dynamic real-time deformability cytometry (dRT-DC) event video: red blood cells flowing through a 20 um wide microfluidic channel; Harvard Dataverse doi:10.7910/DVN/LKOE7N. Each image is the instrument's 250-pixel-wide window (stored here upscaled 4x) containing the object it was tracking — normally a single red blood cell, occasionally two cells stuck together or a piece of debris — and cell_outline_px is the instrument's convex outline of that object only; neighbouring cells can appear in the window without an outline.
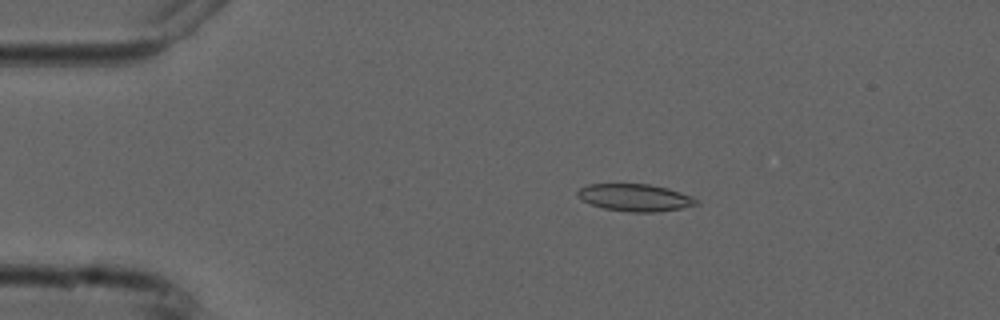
{"species": "common noctule bat (a hibernating species)", "species_latin": "Nyctalus noctula", "temperature_condition": "cold", "stored_images_in_passage": 7, "camera_frame_rate_fps": 3000, "um_per_image_px": 0.085, "animal": {"sex": "male", "forearm_length_mm": 52.5}, "frame": {"image": 1, "passage_image": 3, "time_ms": 3.0, "image_size_px": [1000, 320], "cell_outline_px": [[700, 204], [680, 208], [656, 212], [628, 212], [604, 208], [592, 204], [576, 196], [576, 192], [580, 188], [588, 184], [648, 184], [668, 188], [692, 196]], "centroid_in_image_um": [53.97, 16.79], "position_along_channel_um": 31.0, "area_um2": 18.73}}
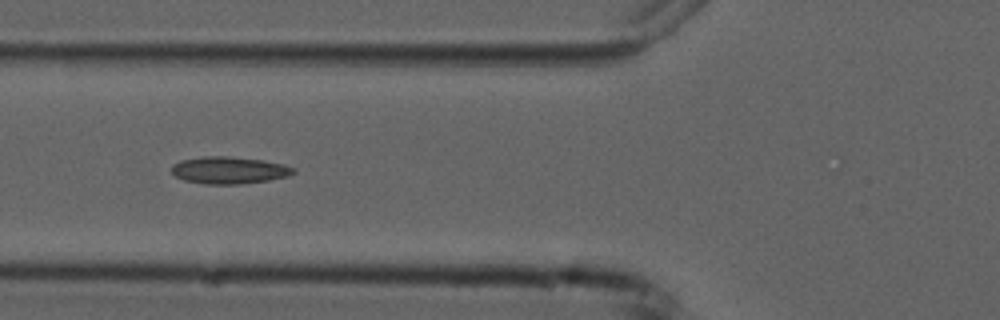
{"frame": {"image": 2, "passage_image": 6, "time_ms": 6.333, "image_size_px": [1000, 320], "cell_outline_px": [[296, 172], [288, 176], [268, 180], [240, 184], [204, 184], [184, 180], [176, 176], [172, 172], [172, 164], [180, 160], [200, 156], [228, 156], [260, 160], [284, 164], [296, 168]], "centroid_in_image_um": [19.46, 14.46], "position_along_channel_um": 106.3, "area_um2": 19.31}}
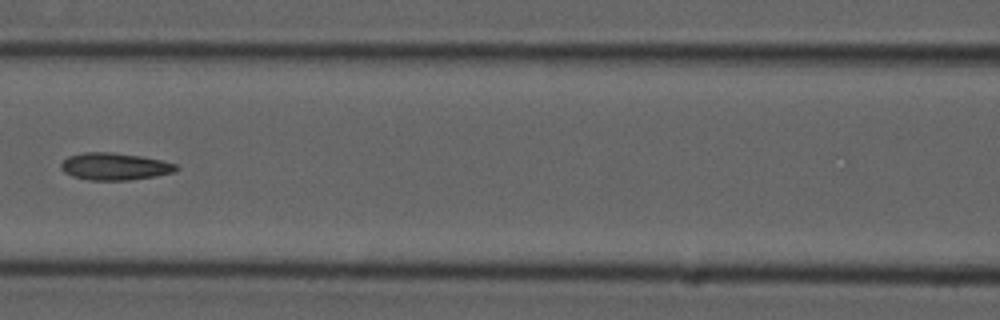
{"frame": {"image": 3, "passage_image": 7, "time_ms": 7.667, "image_size_px": [1000, 320], "cell_outline_px": [[180, 168], [176, 172], [156, 176], [128, 180], [88, 180], [72, 176], [64, 172], [60, 168], [60, 164], [68, 156], [84, 152], [112, 152], [140, 156], [180, 164]], "centroid_in_image_um": [9.78, 14.15], "position_along_channel_um": 156.8, "area_um2": 18.44}}